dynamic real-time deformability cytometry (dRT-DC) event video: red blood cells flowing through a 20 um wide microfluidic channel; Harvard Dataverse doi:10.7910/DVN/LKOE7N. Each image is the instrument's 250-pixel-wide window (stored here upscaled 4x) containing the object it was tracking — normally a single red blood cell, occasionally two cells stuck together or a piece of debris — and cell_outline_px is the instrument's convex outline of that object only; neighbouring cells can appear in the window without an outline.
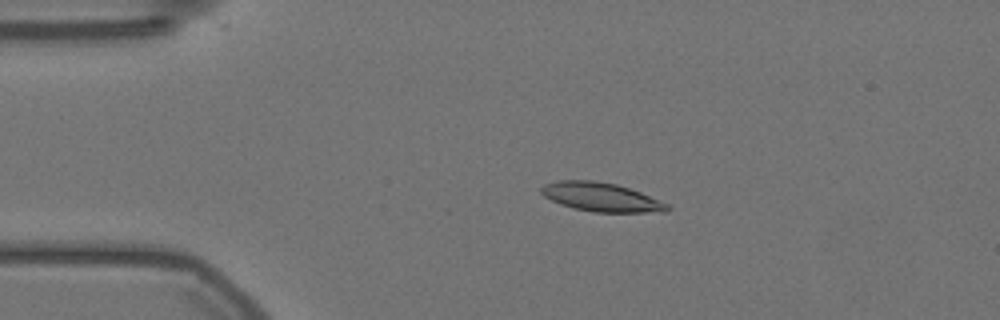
{"species": "Egyptian fruit bat (a non-hibernating species)", "species_latin": "Rousettus aegyptiacus", "temperature_condition": "warm", "stored_images_in_passage": 57, "camera_frame_rate_fps": 3000, "um_per_image_px": 0.085, "animal": {"sex": "female"}, "frame": {"image": 1, "passage_image": 12, "time_ms": 3.667, "image_size_px": [1000, 320], "cell_outline_px": [[672, 208], [668, 212], [596, 212], [572, 208], [560, 204], [544, 196], [540, 192], [540, 188], [544, 184], [556, 180], [596, 180], [616, 184], [640, 192], [668, 204]], "centroid_in_image_um": [51.09, 16.75], "position_along_channel_um": 33.9, "area_um2": 21.27}}
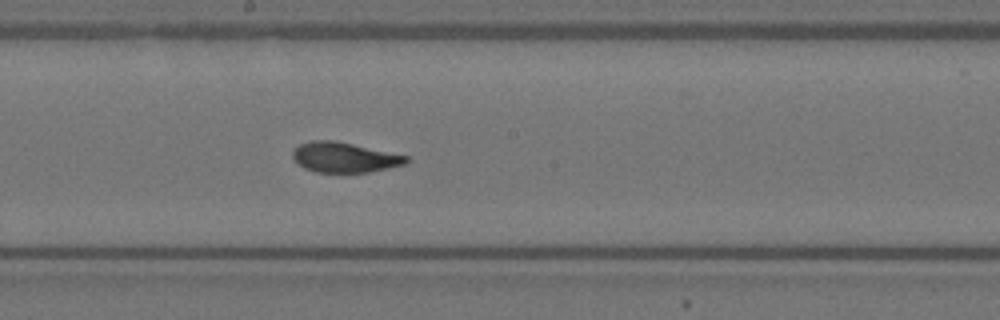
{"frame": {"image": 2, "passage_image": 31, "time_ms": 10.0, "image_size_px": [1000, 320], "cell_outline_px": [[408, 160], [404, 164], [388, 168], [368, 172], [316, 172], [304, 168], [292, 156], [292, 152], [300, 144], [312, 140], [332, 140], [352, 144], [408, 156]], "centroid_in_image_um": [29.25, 13.37], "position_along_channel_um": 218.9, "area_um2": 19.54}}
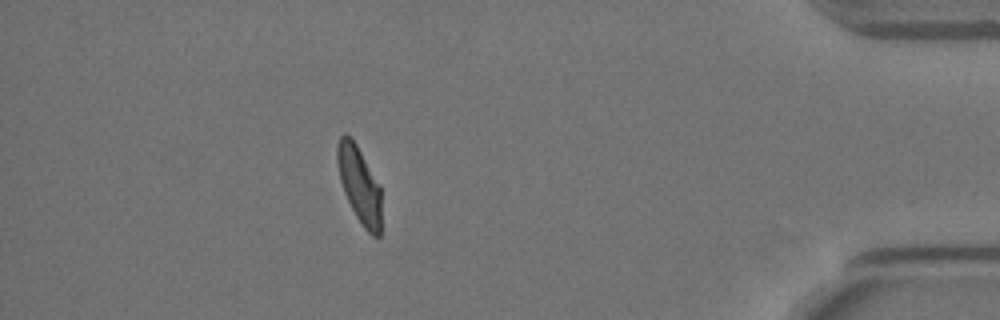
{"frame": {"image": 3, "passage_image": 51, "time_ms": 16.667, "image_size_px": [1000, 320], "cell_outline_px": [[380, 236], [372, 236], [364, 228], [356, 216], [344, 192], [340, 180], [336, 164], [336, 144], [340, 136], [344, 132], [356, 144], [380, 184]], "centroid_in_image_um": [30.52, 15.67], "position_along_channel_um": 404.7, "area_um2": 19.59}, "authors_computed_cell_mechanics": {"area_um2": 20.3456, "velocity_mm_per_s": 3.5331, "shape_relaxation_time_tau1_ms": 7.6453, "shape_relaxation_time_tau2_ms": 1.1901, "deformation_change_tau1": 0.2224, "deformation_change_tau2": 0.0749}}